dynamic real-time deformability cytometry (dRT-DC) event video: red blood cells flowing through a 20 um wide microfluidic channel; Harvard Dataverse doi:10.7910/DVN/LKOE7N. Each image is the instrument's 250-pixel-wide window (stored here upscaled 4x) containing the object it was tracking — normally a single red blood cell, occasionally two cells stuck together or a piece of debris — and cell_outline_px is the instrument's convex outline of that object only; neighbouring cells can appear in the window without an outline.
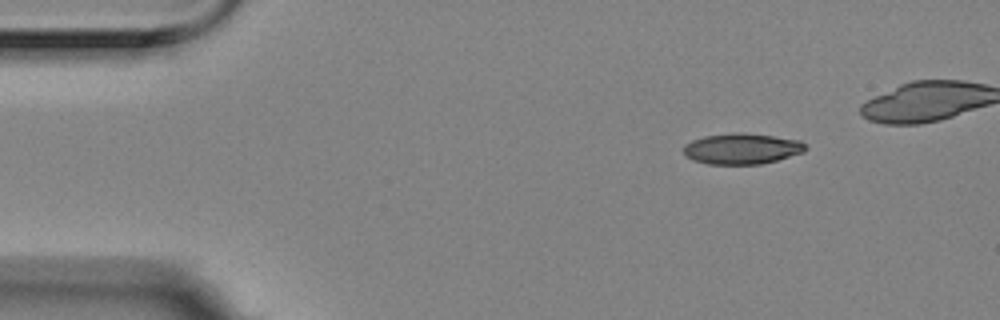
{"species": "Egyptian fruit bat (a non-hibernating species)", "species_latin": "Rousettus aegyptiacus", "temperature_condition": "room temperature", "stored_images_in_passage": 4, "camera_frame_rate_fps": 3000, "um_per_image_px": 0.085, "animal": {"sex": "female"}, "frame": {"image": 1, "passage_image": 1, "time_ms": 0.0, "image_size_px": [1000, 320], "cell_outline_px": [[808, 148], [804, 152], [776, 160], [760, 164], [708, 164], [692, 160], [684, 156], [684, 144], [692, 140], [704, 136], [732, 132], [740, 132], [772, 136], [800, 140]], "centroid_in_image_um": [63.03, 12.64], "position_along_channel_um": 22.0, "area_um2": 21.96}}